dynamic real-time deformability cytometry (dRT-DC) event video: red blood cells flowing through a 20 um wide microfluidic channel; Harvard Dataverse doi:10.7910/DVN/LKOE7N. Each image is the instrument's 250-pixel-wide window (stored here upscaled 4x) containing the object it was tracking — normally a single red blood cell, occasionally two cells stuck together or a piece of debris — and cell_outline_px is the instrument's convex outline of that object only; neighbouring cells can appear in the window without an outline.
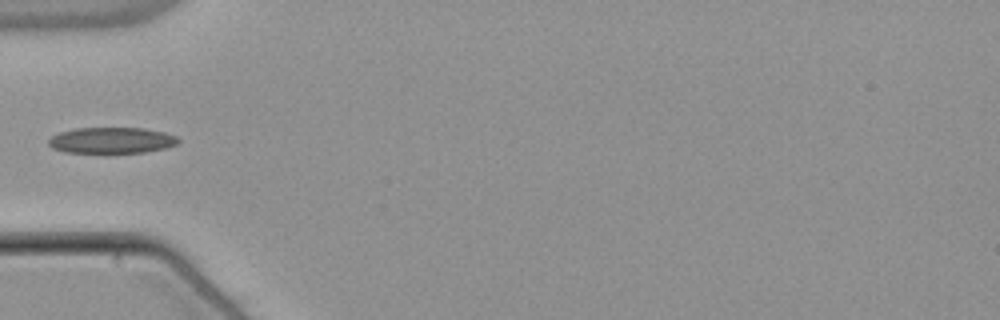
{"species": "common noctule bat (a hibernating species)", "species_latin": "Nyctalus noctula", "temperature_condition": "warm", "stored_images_in_passage": 22, "camera_frame_rate_fps": 3000, "um_per_image_px": 0.085, "animal": {"sex": "male", "body_mass_g": 21.5, "forearm_length_mm": 52.0}, "frame": {"image": 1, "passage_image": 1, "time_ms": 0.0, "image_size_px": [1000, 320], "cell_outline_px": [[180, 140], [176, 144], [164, 148], [144, 152], [112, 156], [64, 152], [52, 148], [48, 144], [48, 140], [52, 136], [60, 132], [76, 128], [144, 128], [164, 132], [176, 136]], "centroid_in_image_um": [9.45, 11.98], "position_along_channel_um": 75.6, "area_um2": 20.63}}